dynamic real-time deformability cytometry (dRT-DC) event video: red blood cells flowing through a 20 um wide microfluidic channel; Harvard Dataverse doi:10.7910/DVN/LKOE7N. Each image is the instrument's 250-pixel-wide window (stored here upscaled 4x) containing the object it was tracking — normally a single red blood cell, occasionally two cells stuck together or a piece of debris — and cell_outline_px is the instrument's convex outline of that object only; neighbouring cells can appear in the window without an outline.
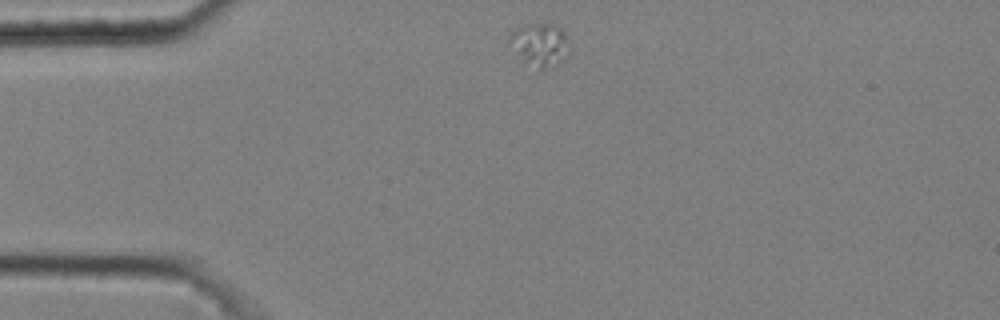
{"species": "common noctule bat (a hibernating species)", "species_latin": "Nyctalus noctula", "temperature_condition": "cold", "stored_images_in_passage": 6, "camera_frame_rate_fps": 3000, "um_per_image_px": 0.085, "animal": {"sex": "male", "body_mass_g": 20.4}, "frame": {"image": 1, "passage_image": 1, "time_ms": 0.0, "image_size_px": [1000, 320], "cell_outline_px": [[572, 52], [564, 60], [556, 64], [544, 68], [540, 68], [524, 60], [508, 40], [512, 32], [516, 28], [528, 24], [556, 24], [564, 32]], "centroid_in_image_um": [45.97, 3.76], "position_along_channel_um": 39.0, "area_um2": 14.62}}